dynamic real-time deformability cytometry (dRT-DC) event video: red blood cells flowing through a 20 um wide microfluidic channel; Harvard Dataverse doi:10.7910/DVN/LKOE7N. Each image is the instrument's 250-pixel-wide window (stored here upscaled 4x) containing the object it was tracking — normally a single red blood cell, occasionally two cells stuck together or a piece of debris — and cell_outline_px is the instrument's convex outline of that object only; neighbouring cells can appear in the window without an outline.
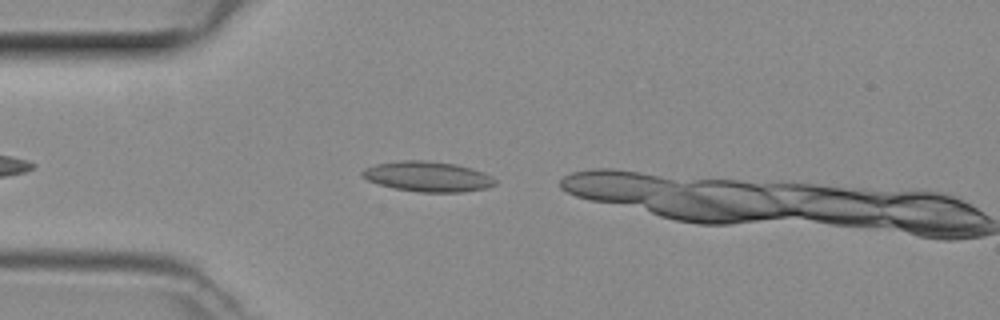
{"species": "common noctule bat (a hibernating species)", "species_latin": "Nyctalus noctula", "temperature_condition": "room temperature", "stored_images_in_passage": 3, "camera_frame_rate_fps": 3000, "um_per_image_px": 0.085, "animal": {"sex": "female", "body_mass_g": 29.2, "forearm_length_mm": 56.3}, "frame": {"image": 1, "passage_image": 2, "time_ms": 0.333, "image_size_px": [1000, 320], "cell_outline_px": [[496, 184], [488, 188], [464, 192], [420, 192], [396, 188], [380, 184], [368, 180], [360, 176], [360, 172], [364, 168], [376, 164], [400, 160], [428, 160], [456, 164], [472, 168], [484, 172], [492, 176], [496, 180]], "centroid_in_image_um": [36.38, 15.0], "position_along_channel_um": 48.6, "area_um2": 23.58}}